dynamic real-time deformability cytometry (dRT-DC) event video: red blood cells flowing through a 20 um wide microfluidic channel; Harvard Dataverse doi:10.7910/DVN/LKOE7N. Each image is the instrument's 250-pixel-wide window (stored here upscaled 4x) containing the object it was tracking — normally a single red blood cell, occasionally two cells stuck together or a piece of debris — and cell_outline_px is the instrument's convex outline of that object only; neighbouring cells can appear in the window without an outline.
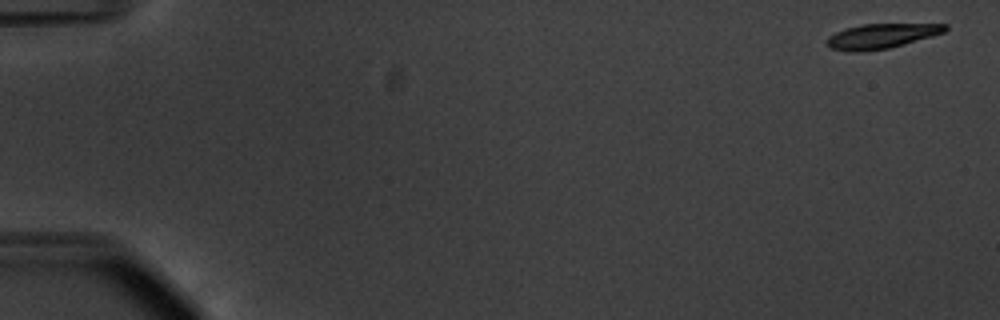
{"species": "common noctule bat (a hibernating species)", "species_latin": "Nyctalus noctula", "temperature_condition": "warm", "stored_images_in_passage": 54, "camera_frame_rate_fps": 3000, "um_per_image_px": 0.085, "animal": {"sex": "male", "body_mass_g": 20.1, "forearm_length_mm": 53.5}, "frame": {"image": 1, "passage_image": 1, "time_ms": 0.0, "image_size_px": [1000, 320], "cell_outline_px": [[948, 28], [944, 32], [932, 36], [888, 48], [860, 52], [848, 52], [828, 48], [824, 44], [824, 40], [828, 36], [844, 28], [864, 24], [948, 24]], "centroid_in_image_um": [74.82, 3.07], "position_along_channel_um": 10.2, "area_um2": 17.22}}
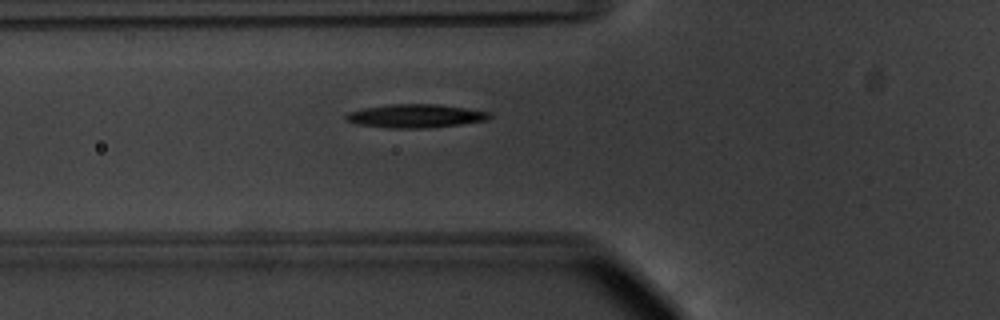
{"frame": {"image": 2, "passage_image": 20, "time_ms": 6.333, "image_size_px": [1000, 320], "cell_outline_px": [[492, 116], [488, 120], [460, 124], [428, 128], [388, 128], [356, 124], [344, 120], [344, 116], [348, 112], [364, 108], [388, 104], [440, 104], [488, 112]], "centroid_in_image_um": [35.27, 9.86], "position_along_channel_um": 90.5, "area_um2": 19.71}}
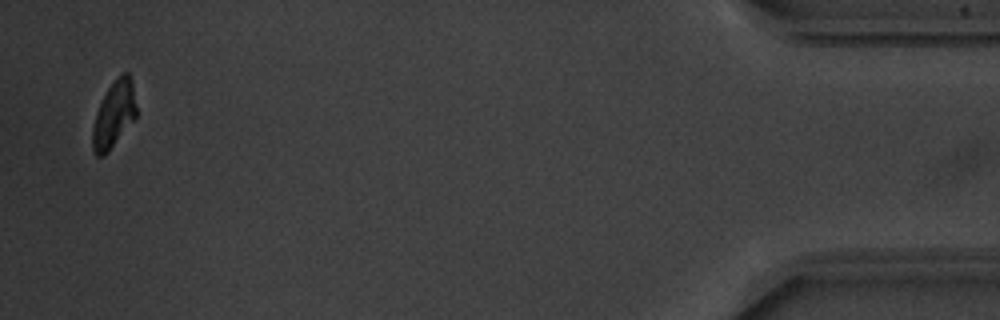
{"frame": {"image": 3, "passage_image": 53, "time_ms": 17.333, "image_size_px": [1000, 320], "cell_outline_px": [[136, 116], [108, 152], [104, 156], [96, 156], [92, 148], [92, 128], [96, 112], [108, 88], [124, 72], [128, 72], [132, 80], [136, 108]], "centroid_in_image_um": [9.66, 9.76], "position_along_channel_um": 425.5, "area_um2": 16.59}, "authors_computed_cell_mechanics": {"area_um2": 18.5827, "velocity_mm_per_s": 3.7405, "shape_relaxation_time_tau1_ms": 2.5931, "shape_relaxation_time_tau2_ms": null, "deformation_change_tau1": 0.1636, "deformation_change_tau2": null}}